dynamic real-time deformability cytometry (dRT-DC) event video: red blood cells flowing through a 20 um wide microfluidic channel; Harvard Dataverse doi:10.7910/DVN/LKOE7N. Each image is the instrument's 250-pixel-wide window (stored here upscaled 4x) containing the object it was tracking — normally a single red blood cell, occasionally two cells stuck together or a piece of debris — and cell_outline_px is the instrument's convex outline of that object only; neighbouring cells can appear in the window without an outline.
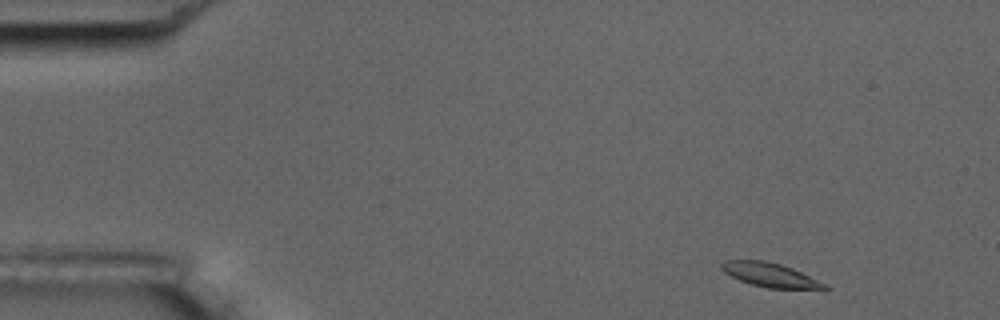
{"species": "common noctule bat (a hibernating species)", "species_latin": "Nyctalus noctula", "temperature_condition": "room temperature", "stored_images_in_passage": 12, "camera_frame_rate_fps": 3000, "um_per_image_px": 0.085, "animal": {"sex": "male", "body_mass_g": 17.5, "forearm_length_mm": 52.3}, "frame": {"image": 1, "passage_image": 1, "time_ms": 0.0, "image_size_px": [1000, 320], "cell_outline_px": [[832, 288], [824, 292], [768, 288], [752, 284], [740, 280], [724, 272], [720, 268], [720, 264], [724, 260], [764, 260], [780, 264], [792, 268]], "centroid_in_image_um": [65.57, 23.42], "position_along_channel_um": 19.4, "area_um2": 14.91}}
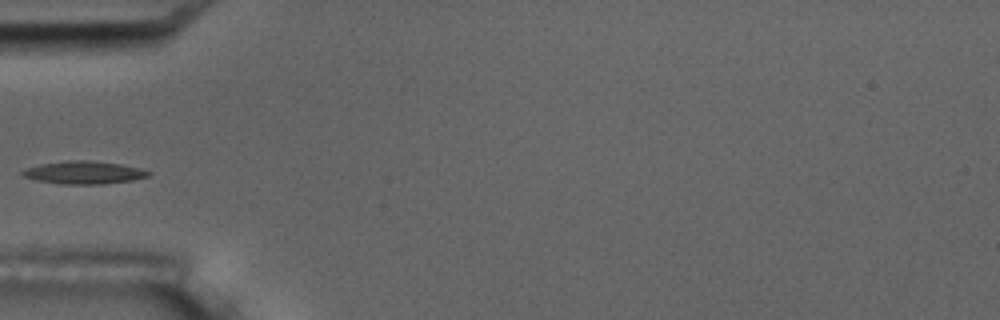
{"frame": {"image": 2, "passage_image": 4, "time_ms": 4.333, "image_size_px": [1000, 320], "cell_outline_px": [[152, 172], [148, 176], [132, 180], [100, 184], [60, 184], [36, 180], [20, 176], [20, 172], [24, 168], [40, 164], [68, 160], [88, 160], [120, 164], [140, 168]], "centroid_in_image_um": [7.07, 14.66], "position_along_channel_um": 77.9, "area_um2": 16.82}}
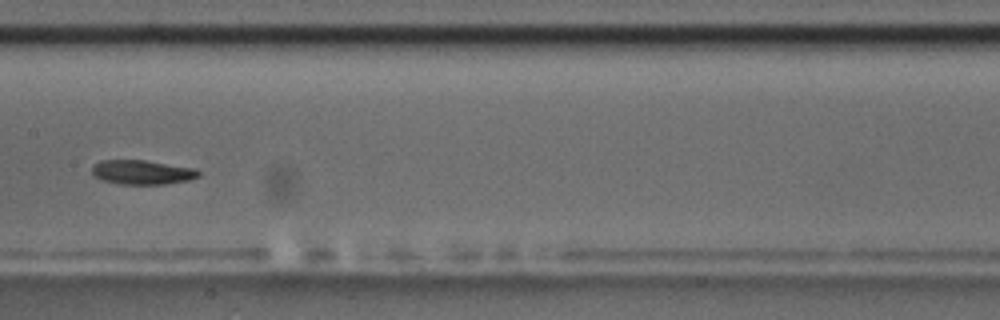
{"frame": {"image": 3, "passage_image": 7, "time_ms": 7.667, "image_size_px": [1000, 320], "cell_outline_px": [[200, 176], [188, 180], [164, 184], [120, 184], [100, 180], [92, 172], [92, 164], [100, 160], [144, 160], [196, 168], [200, 172]], "centroid_in_image_um": [12.07, 14.63], "position_along_channel_um": 195.3, "area_um2": 15.2}, "authors_computed_cell_mechanics": {"area_um2": 15.3459, "velocity_mm_per_s": 3.5358, "shape_relaxation_time_tau1_ms": 4.6387, "shape_relaxation_time_tau2_ms": 9.4641, "deformation_change_tau1": 0.1067, "deformation_change_tau2": 0.1684}}